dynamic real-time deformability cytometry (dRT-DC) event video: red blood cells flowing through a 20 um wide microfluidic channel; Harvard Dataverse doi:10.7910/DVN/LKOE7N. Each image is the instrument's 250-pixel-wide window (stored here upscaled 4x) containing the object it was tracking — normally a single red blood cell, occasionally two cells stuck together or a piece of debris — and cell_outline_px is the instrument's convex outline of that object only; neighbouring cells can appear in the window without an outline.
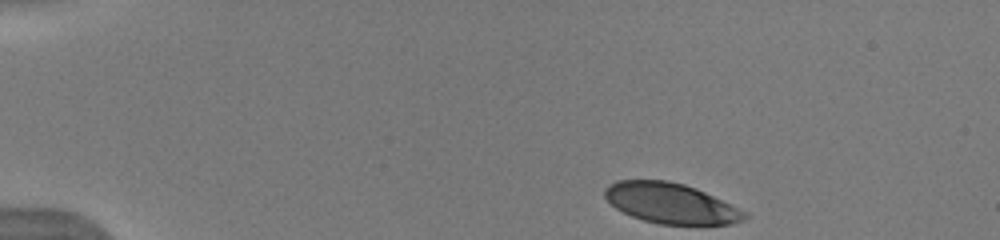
{"species": "human", "species_latin": "Homo sapiens", "temperature_condition": "warm", "stored_images_in_passage": 45, "camera_frame_rate_fps": 3000, "um_per_image_px": 0.085, "donor": {"sex": "male"}, "frame": {"image": 1, "passage_image": 1, "time_ms": 0.0, "image_size_px": [1000, 240], "cell_outline_px": [[748, 216], [744, 220], [732, 224], [660, 224], [644, 220], [632, 216], [616, 208], [604, 196], [604, 188], [608, 184], [616, 180], [668, 180], [684, 184], [696, 188], [744, 212]], "centroid_in_image_um": [56.96, 17.27], "position_along_channel_um": 28.0, "area_um2": 32.43}}
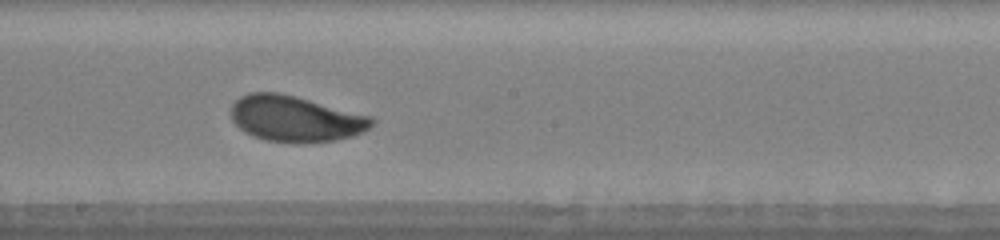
{"frame": {"image": 2, "passage_image": 23, "time_ms": 7.333, "image_size_px": [1000, 240], "cell_outline_px": [[376, 120], [368, 128], [352, 136], [336, 140], [304, 144], [268, 140], [252, 136], [244, 132], [232, 120], [232, 104], [240, 96], [248, 92], [280, 92], [296, 96], [372, 116]], "centroid_in_image_um": [25.11, 10.09], "position_along_channel_um": 223.1, "area_um2": 37.8}}
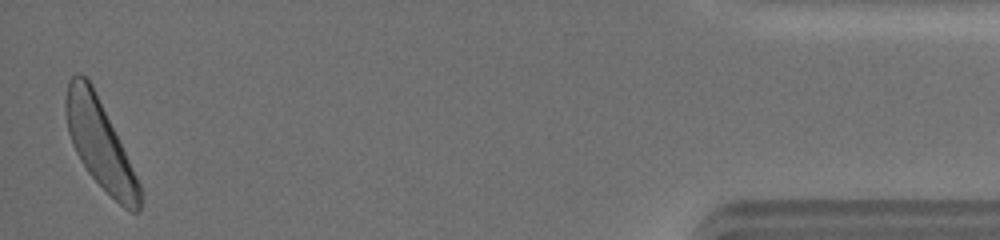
{"frame": {"image": 3, "passage_image": 44, "time_ms": 14.333, "image_size_px": [1000, 240], "cell_outline_px": [[140, 212], [132, 212], [124, 208], [88, 172], [80, 160], [72, 144], [68, 132], [64, 108], [64, 104], [68, 80], [76, 72], [80, 72], [92, 84], [140, 184]], "centroid_in_image_um": [8.45, 12.18], "position_along_channel_um": 426.8, "area_um2": 37.28}, "authors_computed_cell_mechanics": {"area_um2": 36.5874, "velocity_mm_per_s": 3.9156, "shape_relaxation_time_tau1_ms": 2.0331, "shape_relaxation_time_tau2_ms": null, "deformation_change_tau1": 0.1389, "deformation_change_tau2": null}}